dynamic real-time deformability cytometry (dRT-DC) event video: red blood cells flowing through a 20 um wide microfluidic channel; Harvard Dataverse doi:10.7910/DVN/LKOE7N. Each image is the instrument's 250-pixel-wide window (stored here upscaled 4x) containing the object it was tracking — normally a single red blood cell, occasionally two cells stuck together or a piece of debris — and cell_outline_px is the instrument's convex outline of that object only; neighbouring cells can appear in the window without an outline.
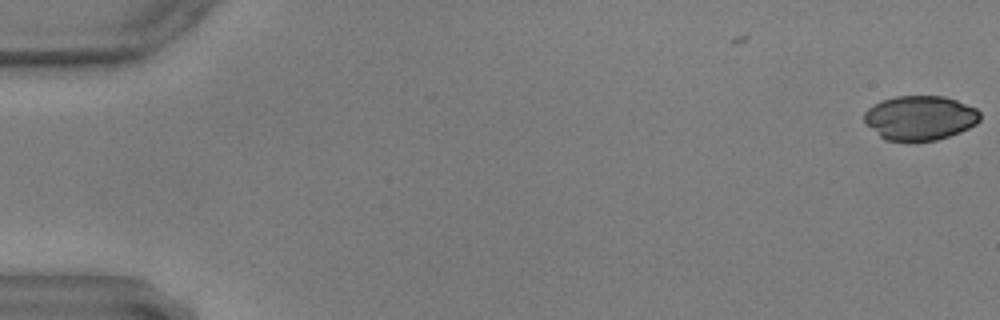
{"species": "common noctule bat (a hibernating species)", "species_latin": "Nyctalus noctula", "temperature_condition": "warm", "stored_images_in_passage": 3, "camera_frame_rate_fps": 3000, "um_per_image_px": 0.085, "animal": {"sex": "male", "body_mass_g": 17.9, "forearm_length_mm": 54.2}, "frame": {"image": 1, "passage_image": 3, "time_ms": 0.667, "image_size_px": [1000, 320], "cell_outline_px": [[980, 120], [976, 124], [960, 132], [936, 140], [888, 140], [880, 136], [864, 120], [864, 112], [868, 108], [880, 100], [896, 96], [944, 96], [956, 100], [976, 108], [980, 112]], "centroid_in_image_um": [78.21, 9.99], "position_along_channel_um": 6.8, "area_um2": 29.71}}